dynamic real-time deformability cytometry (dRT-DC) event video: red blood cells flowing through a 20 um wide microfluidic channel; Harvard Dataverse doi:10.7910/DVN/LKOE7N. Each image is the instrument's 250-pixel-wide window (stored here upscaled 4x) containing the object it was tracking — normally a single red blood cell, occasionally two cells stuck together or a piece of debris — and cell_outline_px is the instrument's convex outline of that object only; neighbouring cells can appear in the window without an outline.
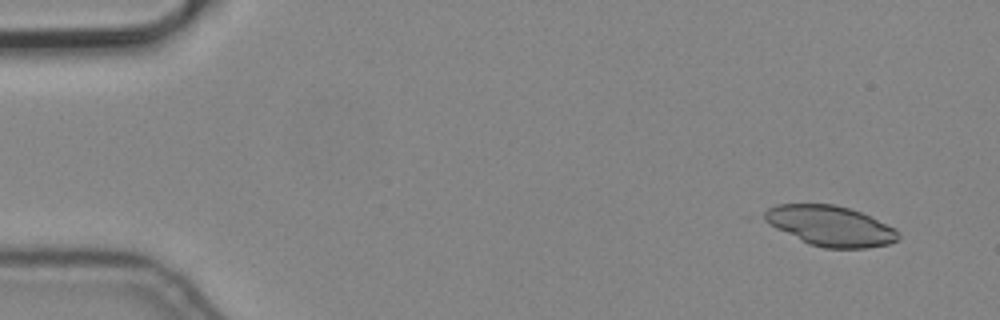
{"species": "common noctule bat (a hibernating species)", "species_latin": "Nyctalus noctula", "temperature_condition": "cold", "stored_images_in_passage": 7, "camera_frame_rate_fps": 3000, "um_per_image_px": 0.085, "animal": {"sex": "male", "body_mass_g": 19.2, "forearm_length_mm": 51.8}, "frame": {"image": 1, "passage_image": 1, "time_ms": 0.0, "image_size_px": [1000, 320], "cell_outline_px": [[900, 240], [888, 244], [864, 248], [824, 248], [808, 244], [776, 228], [756, 216], [768, 208], [776, 204], [832, 204], [848, 208], [860, 212], [896, 228], [900, 232]], "centroid_in_image_um": [70.54, 19.2], "position_along_channel_um": 14.5, "area_um2": 31.67}}